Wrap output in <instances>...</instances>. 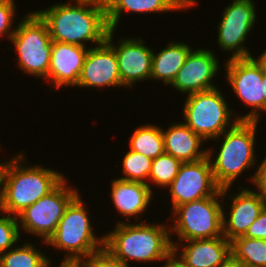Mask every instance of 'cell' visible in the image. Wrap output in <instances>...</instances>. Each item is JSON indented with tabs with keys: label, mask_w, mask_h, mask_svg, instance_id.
<instances>
[{
	"label": "cell",
	"mask_w": 266,
	"mask_h": 267,
	"mask_svg": "<svg viewBox=\"0 0 266 267\" xmlns=\"http://www.w3.org/2000/svg\"><path fill=\"white\" fill-rule=\"evenodd\" d=\"M89 47L53 41L48 80L55 89L77 86Z\"/></svg>",
	"instance_id": "17"
},
{
	"label": "cell",
	"mask_w": 266,
	"mask_h": 267,
	"mask_svg": "<svg viewBox=\"0 0 266 267\" xmlns=\"http://www.w3.org/2000/svg\"><path fill=\"white\" fill-rule=\"evenodd\" d=\"M59 267H79L78 265H66V264H59Z\"/></svg>",
	"instance_id": "40"
},
{
	"label": "cell",
	"mask_w": 266,
	"mask_h": 267,
	"mask_svg": "<svg viewBox=\"0 0 266 267\" xmlns=\"http://www.w3.org/2000/svg\"><path fill=\"white\" fill-rule=\"evenodd\" d=\"M197 0H112L106 9L110 30L117 31L122 14L126 12L146 14L175 12L195 7Z\"/></svg>",
	"instance_id": "21"
},
{
	"label": "cell",
	"mask_w": 266,
	"mask_h": 267,
	"mask_svg": "<svg viewBox=\"0 0 266 267\" xmlns=\"http://www.w3.org/2000/svg\"><path fill=\"white\" fill-rule=\"evenodd\" d=\"M3 163H4V161L2 160V162H0V175H1V170H2Z\"/></svg>",
	"instance_id": "41"
},
{
	"label": "cell",
	"mask_w": 266,
	"mask_h": 267,
	"mask_svg": "<svg viewBox=\"0 0 266 267\" xmlns=\"http://www.w3.org/2000/svg\"><path fill=\"white\" fill-rule=\"evenodd\" d=\"M238 189L239 191L235 195L230 193L229 198L232 199V203L229 204L228 215L223 205V236L228 241L243 236L264 209L259 193L242 186H239Z\"/></svg>",
	"instance_id": "16"
},
{
	"label": "cell",
	"mask_w": 266,
	"mask_h": 267,
	"mask_svg": "<svg viewBox=\"0 0 266 267\" xmlns=\"http://www.w3.org/2000/svg\"><path fill=\"white\" fill-rule=\"evenodd\" d=\"M114 33L110 30L106 41L115 50L122 86L132 89L133 84L150 79L153 49L141 37H121L116 45Z\"/></svg>",
	"instance_id": "13"
},
{
	"label": "cell",
	"mask_w": 266,
	"mask_h": 267,
	"mask_svg": "<svg viewBox=\"0 0 266 267\" xmlns=\"http://www.w3.org/2000/svg\"><path fill=\"white\" fill-rule=\"evenodd\" d=\"M230 188H222L214 196L181 204L172 211V220H167L173 222V226H169L170 233H176L177 242L223 236L221 202L227 198Z\"/></svg>",
	"instance_id": "6"
},
{
	"label": "cell",
	"mask_w": 266,
	"mask_h": 267,
	"mask_svg": "<svg viewBox=\"0 0 266 267\" xmlns=\"http://www.w3.org/2000/svg\"><path fill=\"white\" fill-rule=\"evenodd\" d=\"M255 59L261 64L262 68L266 71V48L261 54H259L258 58L255 57Z\"/></svg>",
	"instance_id": "36"
},
{
	"label": "cell",
	"mask_w": 266,
	"mask_h": 267,
	"mask_svg": "<svg viewBox=\"0 0 266 267\" xmlns=\"http://www.w3.org/2000/svg\"><path fill=\"white\" fill-rule=\"evenodd\" d=\"M243 236L266 240V210H262Z\"/></svg>",
	"instance_id": "31"
},
{
	"label": "cell",
	"mask_w": 266,
	"mask_h": 267,
	"mask_svg": "<svg viewBox=\"0 0 266 267\" xmlns=\"http://www.w3.org/2000/svg\"><path fill=\"white\" fill-rule=\"evenodd\" d=\"M183 104V121L204 141L219 137L239 120L233 118L232 109L217 87L212 90L187 95Z\"/></svg>",
	"instance_id": "8"
},
{
	"label": "cell",
	"mask_w": 266,
	"mask_h": 267,
	"mask_svg": "<svg viewBox=\"0 0 266 267\" xmlns=\"http://www.w3.org/2000/svg\"><path fill=\"white\" fill-rule=\"evenodd\" d=\"M220 189L208 156L195 162H183L167 188L173 206L171 212L181 204L214 196Z\"/></svg>",
	"instance_id": "12"
},
{
	"label": "cell",
	"mask_w": 266,
	"mask_h": 267,
	"mask_svg": "<svg viewBox=\"0 0 266 267\" xmlns=\"http://www.w3.org/2000/svg\"><path fill=\"white\" fill-rule=\"evenodd\" d=\"M167 44L157 54L153 49L150 79L169 86L194 48L180 41H170Z\"/></svg>",
	"instance_id": "22"
},
{
	"label": "cell",
	"mask_w": 266,
	"mask_h": 267,
	"mask_svg": "<svg viewBox=\"0 0 266 267\" xmlns=\"http://www.w3.org/2000/svg\"><path fill=\"white\" fill-rule=\"evenodd\" d=\"M68 182L65 178L48 195L17 215L20 233L23 230L26 234H35L42 237L43 244H46L56 231L66 207L79 194L78 188L69 186Z\"/></svg>",
	"instance_id": "9"
},
{
	"label": "cell",
	"mask_w": 266,
	"mask_h": 267,
	"mask_svg": "<svg viewBox=\"0 0 266 267\" xmlns=\"http://www.w3.org/2000/svg\"><path fill=\"white\" fill-rule=\"evenodd\" d=\"M4 3H15L14 0H0V4H4Z\"/></svg>",
	"instance_id": "39"
},
{
	"label": "cell",
	"mask_w": 266,
	"mask_h": 267,
	"mask_svg": "<svg viewBox=\"0 0 266 267\" xmlns=\"http://www.w3.org/2000/svg\"><path fill=\"white\" fill-rule=\"evenodd\" d=\"M16 5L15 3L0 4V37L7 35V39L10 40L14 34L16 30L15 25H13L15 23L14 18L16 17Z\"/></svg>",
	"instance_id": "30"
},
{
	"label": "cell",
	"mask_w": 266,
	"mask_h": 267,
	"mask_svg": "<svg viewBox=\"0 0 266 267\" xmlns=\"http://www.w3.org/2000/svg\"><path fill=\"white\" fill-rule=\"evenodd\" d=\"M0 254V267H50L51 259L36 248L34 243L24 242Z\"/></svg>",
	"instance_id": "24"
},
{
	"label": "cell",
	"mask_w": 266,
	"mask_h": 267,
	"mask_svg": "<svg viewBox=\"0 0 266 267\" xmlns=\"http://www.w3.org/2000/svg\"><path fill=\"white\" fill-rule=\"evenodd\" d=\"M182 161L173 157L170 154L163 153L157 158L153 159L150 176L148 179L147 185L150 187V190L153 192L152 184H155V187H162L166 189L172 183L173 179L176 177ZM149 180L152 184H149Z\"/></svg>",
	"instance_id": "26"
},
{
	"label": "cell",
	"mask_w": 266,
	"mask_h": 267,
	"mask_svg": "<svg viewBox=\"0 0 266 267\" xmlns=\"http://www.w3.org/2000/svg\"><path fill=\"white\" fill-rule=\"evenodd\" d=\"M250 180L257 188L253 191L259 193L260 195L266 191V156L256 168L254 175L250 177L249 181Z\"/></svg>",
	"instance_id": "32"
},
{
	"label": "cell",
	"mask_w": 266,
	"mask_h": 267,
	"mask_svg": "<svg viewBox=\"0 0 266 267\" xmlns=\"http://www.w3.org/2000/svg\"><path fill=\"white\" fill-rule=\"evenodd\" d=\"M218 267H246L242 261L236 259L232 254Z\"/></svg>",
	"instance_id": "33"
},
{
	"label": "cell",
	"mask_w": 266,
	"mask_h": 267,
	"mask_svg": "<svg viewBox=\"0 0 266 267\" xmlns=\"http://www.w3.org/2000/svg\"><path fill=\"white\" fill-rule=\"evenodd\" d=\"M146 222V223H145ZM118 221L114 230L104 234V247L117 259L130 266V262L144 264L163 261L173 252L170 224ZM131 260V261H130ZM165 261V262H164Z\"/></svg>",
	"instance_id": "3"
},
{
	"label": "cell",
	"mask_w": 266,
	"mask_h": 267,
	"mask_svg": "<svg viewBox=\"0 0 266 267\" xmlns=\"http://www.w3.org/2000/svg\"><path fill=\"white\" fill-rule=\"evenodd\" d=\"M79 267H130L115 258L105 247L83 259Z\"/></svg>",
	"instance_id": "29"
},
{
	"label": "cell",
	"mask_w": 266,
	"mask_h": 267,
	"mask_svg": "<svg viewBox=\"0 0 266 267\" xmlns=\"http://www.w3.org/2000/svg\"><path fill=\"white\" fill-rule=\"evenodd\" d=\"M35 12L46 23L52 41L98 46L106 41L110 31L106 9L94 4L68 0Z\"/></svg>",
	"instance_id": "2"
},
{
	"label": "cell",
	"mask_w": 266,
	"mask_h": 267,
	"mask_svg": "<svg viewBox=\"0 0 266 267\" xmlns=\"http://www.w3.org/2000/svg\"><path fill=\"white\" fill-rule=\"evenodd\" d=\"M122 159L124 177L119 179L148 183L153 159L133 150H128Z\"/></svg>",
	"instance_id": "27"
},
{
	"label": "cell",
	"mask_w": 266,
	"mask_h": 267,
	"mask_svg": "<svg viewBox=\"0 0 266 267\" xmlns=\"http://www.w3.org/2000/svg\"><path fill=\"white\" fill-rule=\"evenodd\" d=\"M226 80L236 96L246 107H250V112L245 115L236 114L239 121H260L264 112L263 75L264 69L254 56L248 58H228L224 62Z\"/></svg>",
	"instance_id": "10"
},
{
	"label": "cell",
	"mask_w": 266,
	"mask_h": 267,
	"mask_svg": "<svg viewBox=\"0 0 266 267\" xmlns=\"http://www.w3.org/2000/svg\"><path fill=\"white\" fill-rule=\"evenodd\" d=\"M214 52L207 48L192 50L171 83L172 88L187 95L217 88L214 79L221 64Z\"/></svg>",
	"instance_id": "14"
},
{
	"label": "cell",
	"mask_w": 266,
	"mask_h": 267,
	"mask_svg": "<svg viewBox=\"0 0 266 267\" xmlns=\"http://www.w3.org/2000/svg\"><path fill=\"white\" fill-rule=\"evenodd\" d=\"M0 254L12 249L21 240L17 216L0 212ZM18 242V243H17Z\"/></svg>",
	"instance_id": "28"
},
{
	"label": "cell",
	"mask_w": 266,
	"mask_h": 267,
	"mask_svg": "<svg viewBox=\"0 0 266 267\" xmlns=\"http://www.w3.org/2000/svg\"><path fill=\"white\" fill-rule=\"evenodd\" d=\"M262 83H263V92H262V94L264 96V112H266V71L265 70H264Z\"/></svg>",
	"instance_id": "37"
},
{
	"label": "cell",
	"mask_w": 266,
	"mask_h": 267,
	"mask_svg": "<svg viewBox=\"0 0 266 267\" xmlns=\"http://www.w3.org/2000/svg\"><path fill=\"white\" fill-rule=\"evenodd\" d=\"M74 2H81V3H89V4H94L97 6H100L104 9H107L112 0H73Z\"/></svg>",
	"instance_id": "34"
},
{
	"label": "cell",
	"mask_w": 266,
	"mask_h": 267,
	"mask_svg": "<svg viewBox=\"0 0 266 267\" xmlns=\"http://www.w3.org/2000/svg\"><path fill=\"white\" fill-rule=\"evenodd\" d=\"M162 135L165 153L182 162H195L207 156V147L201 148L206 141L184 122H174L166 130L162 128Z\"/></svg>",
	"instance_id": "20"
},
{
	"label": "cell",
	"mask_w": 266,
	"mask_h": 267,
	"mask_svg": "<svg viewBox=\"0 0 266 267\" xmlns=\"http://www.w3.org/2000/svg\"><path fill=\"white\" fill-rule=\"evenodd\" d=\"M253 1L233 0L225 6L222 19L218 23L217 43L225 53L232 51L230 59L252 57L244 44L257 21L256 5Z\"/></svg>",
	"instance_id": "11"
},
{
	"label": "cell",
	"mask_w": 266,
	"mask_h": 267,
	"mask_svg": "<svg viewBox=\"0 0 266 267\" xmlns=\"http://www.w3.org/2000/svg\"><path fill=\"white\" fill-rule=\"evenodd\" d=\"M9 42L19 55L17 67L27 75L48 81L53 41L46 23L35 11L26 13L19 20Z\"/></svg>",
	"instance_id": "7"
},
{
	"label": "cell",
	"mask_w": 266,
	"mask_h": 267,
	"mask_svg": "<svg viewBox=\"0 0 266 267\" xmlns=\"http://www.w3.org/2000/svg\"><path fill=\"white\" fill-rule=\"evenodd\" d=\"M162 267H187L182 264L173 254L170 256L169 260L163 264Z\"/></svg>",
	"instance_id": "35"
},
{
	"label": "cell",
	"mask_w": 266,
	"mask_h": 267,
	"mask_svg": "<svg viewBox=\"0 0 266 267\" xmlns=\"http://www.w3.org/2000/svg\"><path fill=\"white\" fill-rule=\"evenodd\" d=\"M230 243L231 254L246 267H266V240L239 236Z\"/></svg>",
	"instance_id": "25"
},
{
	"label": "cell",
	"mask_w": 266,
	"mask_h": 267,
	"mask_svg": "<svg viewBox=\"0 0 266 267\" xmlns=\"http://www.w3.org/2000/svg\"><path fill=\"white\" fill-rule=\"evenodd\" d=\"M110 185L111 199L116 212L124 216L125 220L128 218L131 221L134 216L137 218L135 222H140V216L150 207L153 199L150 187L142 182L122 180L118 177L112 179Z\"/></svg>",
	"instance_id": "19"
},
{
	"label": "cell",
	"mask_w": 266,
	"mask_h": 267,
	"mask_svg": "<svg viewBox=\"0 0 266 267\" xmlns=\"http://www.w3.org/2000/svg\"><path fill=\"white\" fill-rule=\"evenodd\" d=\"M258 121H238L232 128L213 139L223 141L214 156V149L208 148L207 156L210 160L215 183L222 189L233 187L235 180L257 163L255 143ZM213 150V152H212ZM214 159H213V158Z\"/></svg>",
	"instance_id": "4"
},
{
	"label": "cell",
	"mask_w": 266,
	"mask_h": 267,
	"mask_svg": "<svg viewBox=\"0 0 266 267\" xmlns=\"http://www.w3.org/2000/svg\"><path fill=\"white\" fill-rule=\"evenodd\" d=\"M12 157L10 161L4 160L1 170L0 212L17 216L41 197L48 195L66 177L44 165L28 166L22 152Z\"/></svg>",
	"instance_id": "1"
},
{
	"label": "cell",
	"mask_w": 266,
	"mask_h": 267,
	"mask_svg": "<svg viewBox=\"0 0 266 267\" xmlns=\"http://www.w3.org/2000/svg\"><path fill=\"white\" fill-rule=\"evenodd\" d=\"M91 46L86 54L77 88L123 87L114 48L107 41Z\"/></svg>",
	"instance_id": "15"
},
{
	"label": "cell",
	"mask_w": 266,
	"mask_h": 267,
	"mask_svg": "<svg viewBox=\"0 0 266 267\" xmlns=\"http://www.w3.org/2000/svg\"><path fill=\"white\" fill-rule=\"evenodd\" d=\"M79 193L66 207L56 231L46 246L64 253L60 264L78 265L83 259L104 248V235L97 237L88 210Z\"/></svg>",
	"instance_id": "5"
},
{
	"label": "cell",
	"mask_w": 266,
	"mask_h": 267,
	"mask_svg": "<svg viewBox=\"0 0 266 267\" xmlns=\"http://www.w3.org/2000/svg\"><path fill=\"white\" fill-rule=\"evenodd\" d=\"M130 135L129 149L151 159L165 153L162 128L154 124L140 125Z\"/></svg>",
	"instance_id": "23"
},
{
	"label": "cell",
	"mask_w": 266,
	"mask_h": 267,
	"mask_svg": "<svg viewBox=\"0 0 266 267\" xmlns=\"http://www.w3.org/2000/svg\"><path fill=\"white\" fill-rule=\"evenodd\" d=\"M171 242L172 254L187 267H218L231 254V243L224 236L184 241V245Z\"/></svg>",
	"instance_id": "18"
},
{
	"label": "cell",
	"mask_w": 266,
	"mask_h": 267,
	"mask_svg": "<svg viewBox=\"0 0 266 267\" xmlns=\"http://www.w3.org/2000/svg\"><path fill=\"white\" fill-rule=\"evenodd\" d=\"M261 197H262V200H263V207H264V210H266V191H264V192L261 194Z\"/></svg>",
	"instance_id": "38"
}]
</instances>
